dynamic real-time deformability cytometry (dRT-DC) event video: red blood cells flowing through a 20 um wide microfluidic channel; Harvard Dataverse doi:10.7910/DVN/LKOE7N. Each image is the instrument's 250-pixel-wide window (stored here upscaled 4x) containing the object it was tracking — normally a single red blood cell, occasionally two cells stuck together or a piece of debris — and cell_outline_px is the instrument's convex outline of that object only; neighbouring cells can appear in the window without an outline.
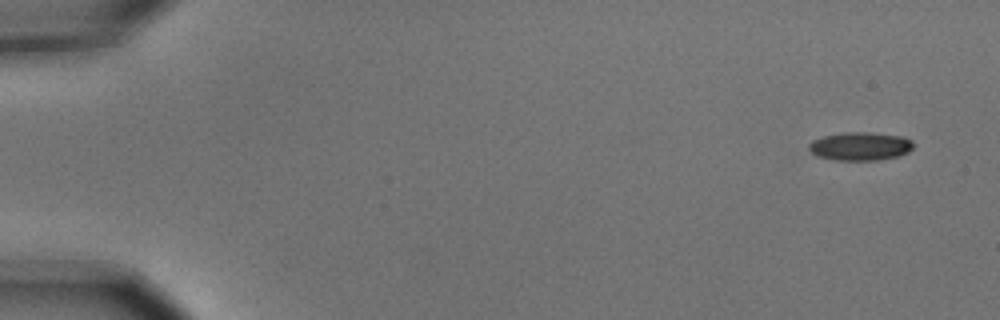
{"species": "common noctule bat (a hibernating species)", "species_latin": "Nyctalus noctula", "temperature_condition": "cold", "stored_images_in_passage": 6, "segment_of_instrument_passage": [1, 2], "camera_frame_rate_fps": 3000, "um_per_image_px": 0.085, "animal": {"sex": "male", "body_mass_g": 15.6}, "frame": {"image": 1, "passage_image": 1, "time_ms": 0.0, "image_size_px": [1000, 320], "cell_outline_px": [[912, 148], [908, 152], [896, 156], [876, 160], [836, 160], [816, 156], [808, 148], [808, 144], [812, 140], [824, 136], [844, 132], [868, 132], [900, 136], [912, 140]], "centroid_in_image_um": [73.08, 12.43], "position_along_channel_um": 11.9, "area_um2": 17.11}}
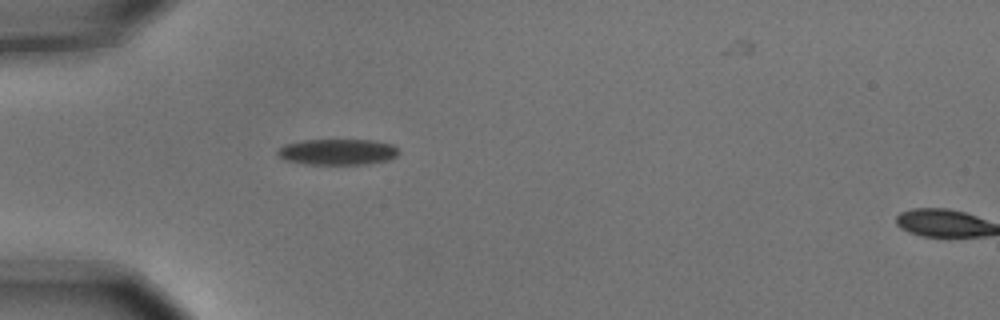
{"frame": {"image": 2, "passage_image": 5, "time_ms": 1.333, "image_size_px": [1000, 320], "cell_outline_px": [[400, 152], [392, 160], [368, 164], [304, 164], [284, 160], [276, 152], [284, 144], [304, 140], [372, 140], [392, 144]], "centroid_in_image_um": [28.72, 12.92], "position_along_channel_um": 56.3, "area_um2": 18.44}}